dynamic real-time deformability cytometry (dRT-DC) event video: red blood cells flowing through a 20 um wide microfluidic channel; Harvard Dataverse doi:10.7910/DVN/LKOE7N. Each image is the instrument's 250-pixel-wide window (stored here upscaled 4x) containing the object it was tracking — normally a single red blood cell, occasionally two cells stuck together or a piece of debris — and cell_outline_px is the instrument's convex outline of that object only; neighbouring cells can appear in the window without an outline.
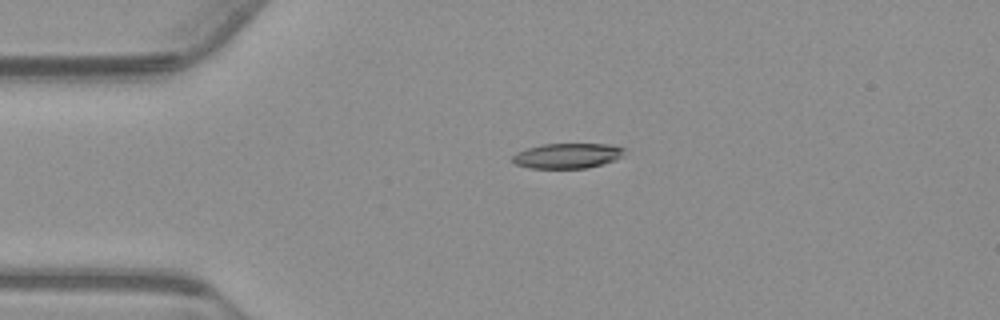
{"species": "common noctule bat (a hibernating species)", "species_latin": "Nyctalus noctula", "temperature_condition": "warm", "stored_images_in_passage": 44, "camera_frame_rate_fps": 3000, "um_per_image_px": 0.085, "animal": {"sex": "male", "body_mass_g": 23.1, "forearm_length_mm": 52.7}, "frame": {"image": 1, "passage_image": 1, "time_ms": 0.0, "image_size_px": [1000, 320], "cell_outline_px": [[628, 148], [624, 156], [616, 160], [604, 164], [588, 168], [528, 168], [516, 164], [512, 160], [512, 156], [516, 152], [528, 148], [544, 144], [612, 144]], "centroid_in_image_um": [48.31, 13.24], "position_along_channel_um": 36.7, "area_um2": 16.7}}
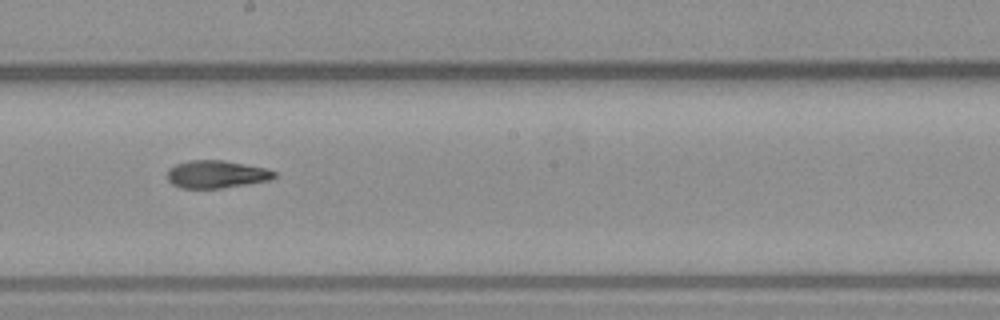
{"frame": {"image": 2, "passage_image": 19, "time_ms": 6.0, "image_size_px": [1000, 320], "cell_outline_px": [[276, 176], [272, 180], [248, 184], [220, 188], [180, 188], [172, 184], [168, 180], [168, 168], [176, 164], [188, 160], [224, 160], [268, 168], [276, 172]], "centroid_in_image_um": [18.42, 14.81], "position_along_channel_um": 229.8, "area_um2": 17.46}}
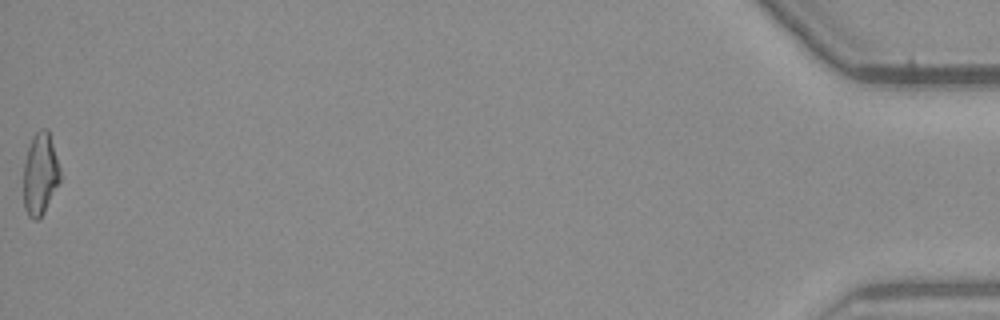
{"frame": {"image": 3, "passage_image": 44, "time_ms": 14.333, "image_size_px": [1000, 320], "cell_outline_px": [[60, 180], [40, 220], [32, 220], [28, 216], [24, 208], [24, 160], [32, 136], [40, 128], [48, 128], [60, 168]], "centroid_in_image_um": [3.41, 14.79], "position_along_channel_um": 431.8, "area_um2": 17.63}, "authors_computed_cell_mechanics": {"area_um2": 17.629, "velocity_mm_per_s": 3.7462, "shape_relaxation_time_tau1_ms": 9.0766, "shape_relaxation_time_tau2_ms": 2.8649, "deformation_change_tau1": 0.2695, "deformation_change_tau2": 0.0909}}